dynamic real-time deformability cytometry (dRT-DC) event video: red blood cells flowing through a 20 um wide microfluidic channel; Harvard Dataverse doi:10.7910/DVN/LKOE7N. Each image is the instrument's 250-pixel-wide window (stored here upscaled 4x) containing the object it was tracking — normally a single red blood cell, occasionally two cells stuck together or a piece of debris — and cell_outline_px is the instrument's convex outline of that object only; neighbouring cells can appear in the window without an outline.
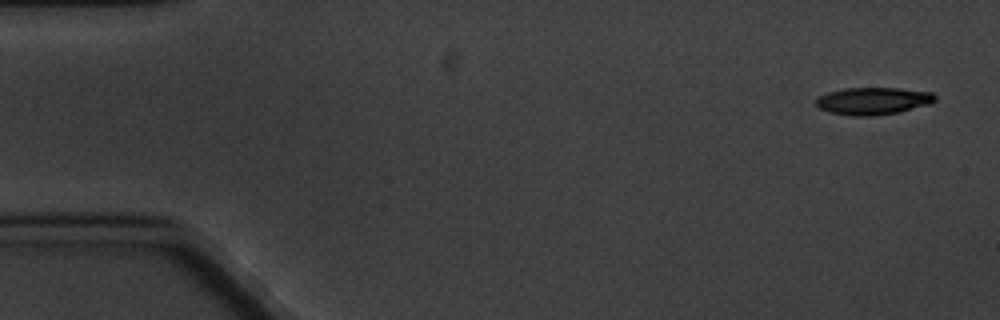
{"species": "common noctule bat (a hibernating species)", "species_latin": "Nyctalus noctula", "temperature_condition": "cold", "stored_images_in_passage": 8, "camera_frame_rate_fps": 3000, "um_per_image_px": 0.085, "animal": {"sex": "male", "body_mass_g": 20.1, "forearm_length_mm": 53.5}, "frame": {"image": 1, "passage_image": 1, "time_ms": 0.0, "image_size_px": [1000, 320], "cell_outline_px": [[936, 100], [928, 104], [900, 112], [868, 116], [852, 116], [828, 112], [820, 108], [816, 104], [816, 96], [828, 92], [844, 88], [900, 88], [932, 92], [936, 96]], "centroid_in_image_um": [74.19, 8.57], "position_along_channel_um": 10.8, "area_um2": 19.02}}
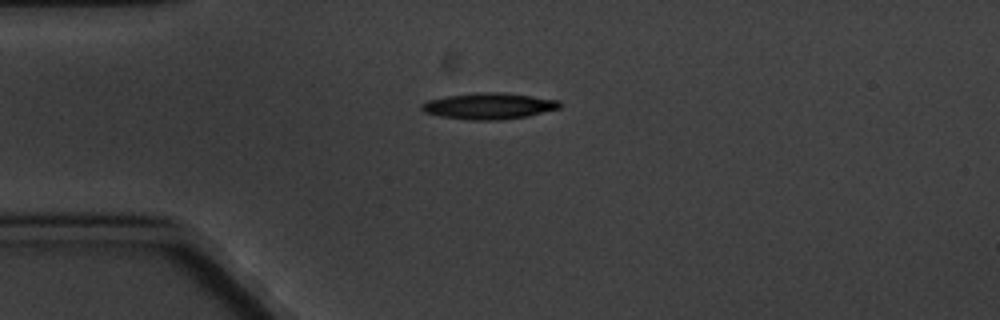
{"frame": {"image": 2, "passage_image": 4, "time_ms": 4.0, "image_size_px": [1000, 320], "cell_outline_px": [[560, 108], [528, 116], [500, 120], [468, 120], [440, 116], [424, 112], [420, 108], [420, 104], [428, 100], [448, 96], [476, 92], [500, 92], [532, 96], [560, 100]], "centroid_in_image_um": [41.54, 9.01], "position_along_channel_um": 43.5, "area_um2": 21.15}}